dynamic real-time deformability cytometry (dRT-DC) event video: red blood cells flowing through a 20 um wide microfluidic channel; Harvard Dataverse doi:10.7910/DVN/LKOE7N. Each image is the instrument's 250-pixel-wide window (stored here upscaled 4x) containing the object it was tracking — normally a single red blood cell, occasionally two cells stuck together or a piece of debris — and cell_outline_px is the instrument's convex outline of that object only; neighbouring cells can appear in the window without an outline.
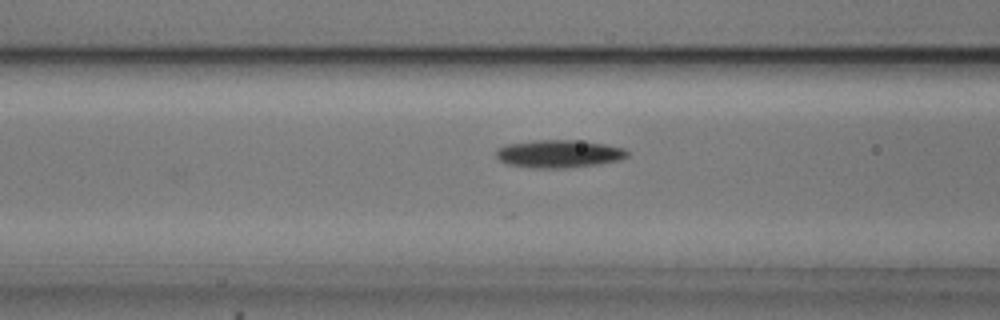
{"species": "common noctule bat (a hibernating species)", "species_latin": "Nyctalus noctula", "temperature_condition": "cold", "stored_images_in_passage": 23, "camera_frame_rate_fps": 3000, "um_per_image_px": 0.085, "animal": {"sex": "male", "body_mass_g": 20.5, "forearm_length_mm": 52.5}, "frame": {"image": 1, "passage_image": 8, "time_ms": 2.333, "image_size_px": [1000, 320], "cell_outline_px": [[628, 156], [620, 160], [600, 164], [564, 168], [528, 168], [508, 164], [500, 160], [496, 156], [496, 148], [504, 144], [532, 140], [576, 140], [604, 144], [624, 148], [628, 152]], "centroid_in_image_um": [47.47, 13.07], "position_along_channel_um": 119.1, "area_um2": 21.5}}
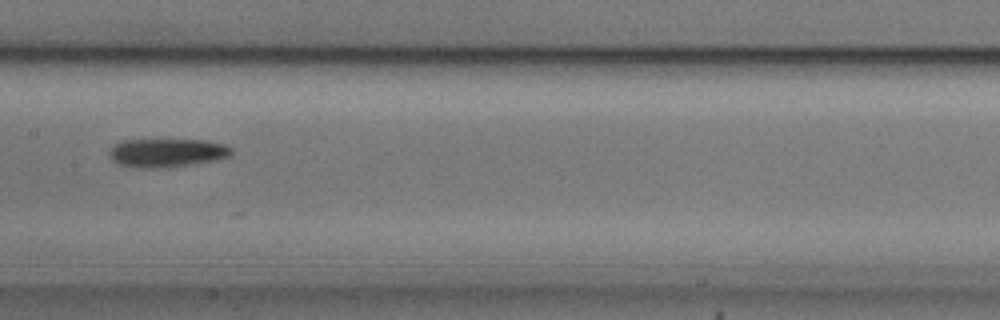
{"frame": {"image": 2, "passage_image": 14, "time_ms": 4.333, "image_size_px": [1000, 320], "cell_outline_px": [[232, 156], [216, 160], [196, 164], [168, 168], [132, 168], [116, 164], [108, 156], [108, 152], [112, 144], [120, 140], [208, 140], [224, 144], [232, 148]], "centroid_in_image_um": [14.15, 13.0], "position_along_channel_um": 193.3, "area_um2": 21.04}}
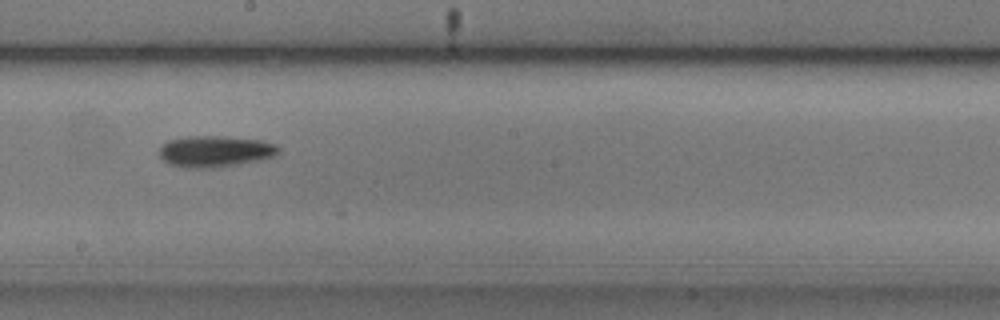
{"frame": {"image": 3, "passage_image": 17, "time_ms": 5.333, "image_size_px": [1000, 320], "cell_outline_px": [[280, 152], [276, 156], [236, 164], [212, 168], [184, 168], [168, 164], [160, 156], [160, 148], [168, 140], [188, 136], [224, 136], [260, 140], [276, 144], [280, 148]], "centroid_in_image_um": [18.28, 12.86], "position_along_channel_um": 229.9, "area_um2": 21.73}}